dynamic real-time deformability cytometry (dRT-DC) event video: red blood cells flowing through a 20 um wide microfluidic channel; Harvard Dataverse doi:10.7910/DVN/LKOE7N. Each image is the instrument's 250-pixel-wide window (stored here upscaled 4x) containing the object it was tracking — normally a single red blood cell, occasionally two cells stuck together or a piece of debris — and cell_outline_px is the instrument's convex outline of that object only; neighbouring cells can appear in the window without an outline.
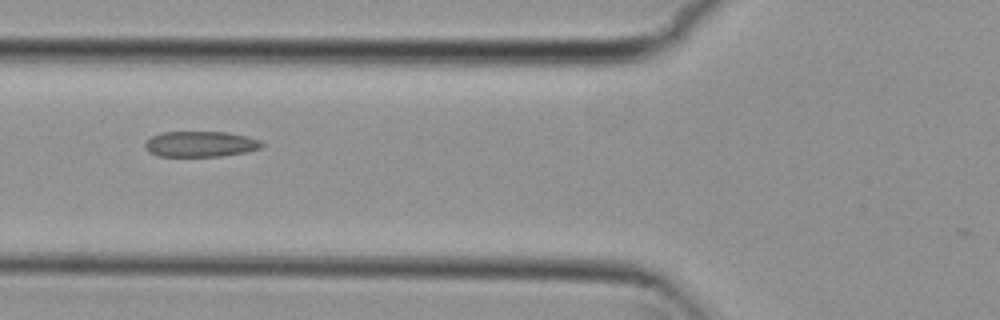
{"species": "common noctule bat (a hibernating species)", "species_latin": "Nyctalus noctula", "temperature_condition": "cold", "stored_images_in_passage": 5, "camera_frame_rate_fps": 3000, "um_per_image_px": 0.085, "animal": {"sex": "female", "body_mass_g": 29.2, "forearm_length_mm": 56.3}, "frame": {"image": 1, "passage_image": 3, "time_ms": 0.667, "image_size_px": [1000, 320], "cell_outline_px": [[264, 144], [260, 148], [244, 152], [220, 156], [160, 156], [148, 152], [144, 148], [144, 144], [152, 136], [160, 132], [228, 132], [260, 140]], "centroid_in_image_um": [17.0, 12.24], "position_along_channel_um": 108.8, "area_um2": 17.34}}
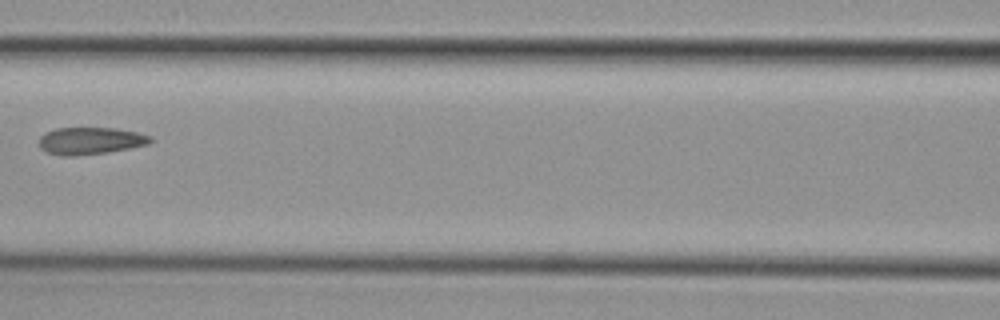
{"frame": {"image": 2, "passage_image": 4, "time_ms": 1.0, "image_size_px": [1000, 320], "cell_outline_px": [[152, 140], [148, 144], [108, 152], [76, 156], [60, 156], [48, 152], [40, 148], [40, 136], [44, 132], [56, 128], [116, 128], [136, 132], [152, 136]], "centroid_in_image_um": [7.66, 11.97], "position_along_channel_um": 158.9, "area_um2": 17.63}}